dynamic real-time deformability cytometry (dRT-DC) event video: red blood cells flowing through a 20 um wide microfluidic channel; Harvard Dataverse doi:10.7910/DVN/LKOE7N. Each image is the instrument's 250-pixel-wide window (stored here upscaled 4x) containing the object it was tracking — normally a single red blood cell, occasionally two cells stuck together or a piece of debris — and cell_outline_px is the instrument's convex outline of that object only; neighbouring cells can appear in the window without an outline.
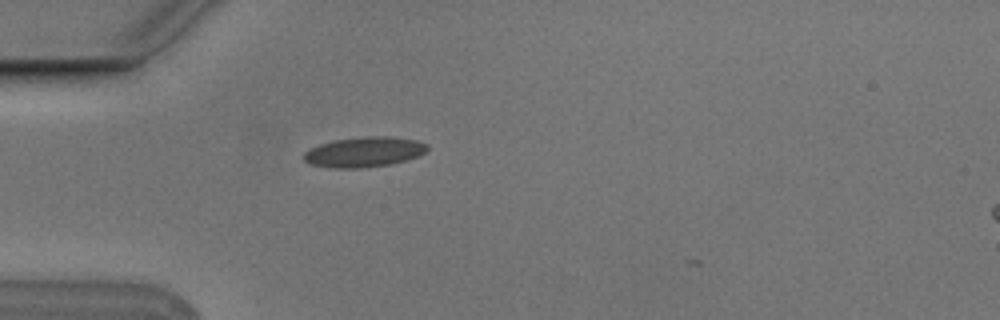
{"species": "Egyptian fruit bat (a non-hibernating species)", "species_latin": "Rousettus aegyptiacus", "temperature_condition": "cold", "stored_images_in_passage": 1, "camera_frame_rate_fps": 3000, "um_per_image_px": 0.085, "animal": {"sex": "male"}, "frame": {"image": 1, "passage_image": 1, "time_ms": 0.0, "image_size_px": [1000, 320], "cell_outline_px": [[428, 148], [424, 152], [416, 156], [404, 160], [388, 164], [360, 168], [332, 168], [308, 164], [300, 156], [308, 148], [332, 140], [364, 136], [392, 136], [416, 140], [428, 144]], "centroid_in_image_um": [30.87, 12.91], "position_along_channel_um": 54.1, "area_um2": 21.85}}